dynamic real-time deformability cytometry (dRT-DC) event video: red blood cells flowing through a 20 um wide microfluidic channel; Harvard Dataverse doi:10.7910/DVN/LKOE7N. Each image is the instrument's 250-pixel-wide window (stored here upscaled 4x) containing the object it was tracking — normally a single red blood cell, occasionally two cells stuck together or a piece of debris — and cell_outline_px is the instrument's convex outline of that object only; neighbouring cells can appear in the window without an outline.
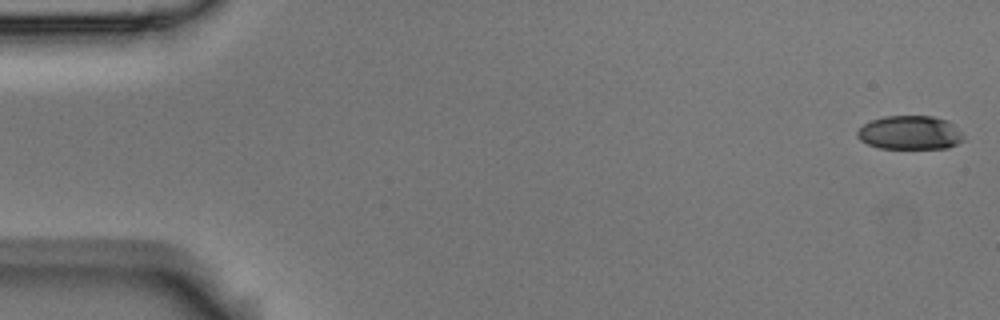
{"species": "Egyptian fruit bat (a non-hibernating species)", "species_latin": "Rousettus aegyptiacus", "temperature_condition": "room temperature", "stored_images_in_passage": 6, "camera_frame_rate_fps": 3000, "um_per_image_px": 0.085, "animal": {"sex": "male"}, "frame": {"image": 1, "passage_image": 1, "time_ms": 0.0, "image_size_px": [1000, 320], "cell_outline_px": [[964, 140], [948, 148], [880, 148], [868, 144], [860, 140], [856, 136], [856, 132], [864, 124], [872, 120], [884, 116], [932, 116], [948, 120], [964, 132]], "centroid_in_image_um": [77.38, 11.27], "position_along_channel_um": 7.6, "area_um2": 21.1}}
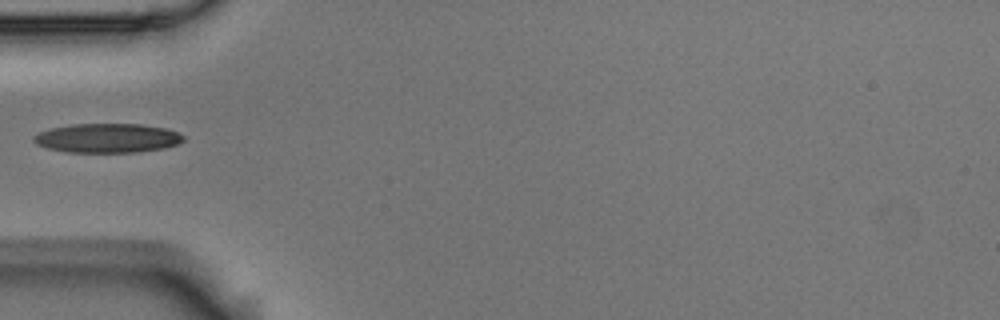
{"frame": {"image": 2, "passage_image": 5, "time_ms": 1.333, "image_size_px": [1000, 320], "cell_outline_px": [[184, 140], [176, 144], [164, 148], [136, 152], [68, 152], [48, 148], [36, 144], [32, 140], [32, 136], [40, 132], [52, 128], [72, 124], [140, 124], [168, 128], [184, 136]], "centroid_in_image_um": [9.12, 11.73], "position_along_channel_um": 75.9, "area_um2": 25.43}}
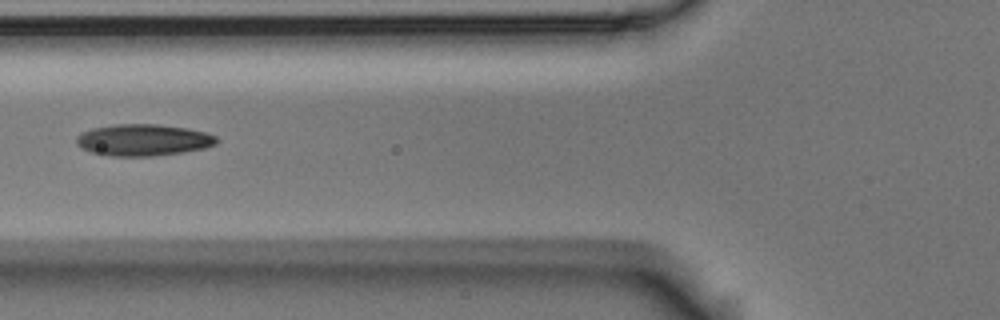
{"frame": {"image": 3, "passage_image": 6, "time_ms": 1.667, "image_size_px": [1000, 320], "cell_outline_px": [[220, 140], [216, 144], [204, 148], [184, 152], [152, 156], [112, 156], [92, 152], [80, 148], [76, 144], [76, 136], [80, 132], [92, 128], [112, 124], [156, 124], [188, 128], [204, 132], [216, 136]], "centroid_in_image_um": [12.15, 11.89], "position_along_channel_um": 113.6, "area_um2": 26.07}}